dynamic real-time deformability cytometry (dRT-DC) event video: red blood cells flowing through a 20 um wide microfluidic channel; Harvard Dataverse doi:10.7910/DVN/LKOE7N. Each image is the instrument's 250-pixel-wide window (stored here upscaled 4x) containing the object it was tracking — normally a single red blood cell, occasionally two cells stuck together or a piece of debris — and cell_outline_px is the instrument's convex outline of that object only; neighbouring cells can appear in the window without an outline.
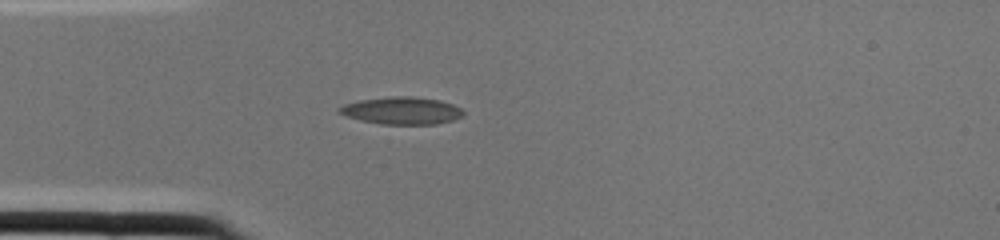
{"species": "common noctule bat (a hibernating species)", "species_latin": "Nyctalus noctula", "temperature_condition": "cold", "stored_images_in_passage": 2, "camera_frame_rate_fps": 3000, "um_per_image_px": 0.085, "animal": {"sex": "female", "body_mass_g": 22.0, "forearm_length_mm": 56.7}, "frame": {"image": 1, "passage_image": 2, "time_ms": 0.333, "image_size_px": [1000, 240], "cell_outline_px": [[464, 116], [452, 120], [436, 124], [380, 124], [360, 120], [336, 112], [336, 108], [344, 104], [360, 100], [392, 96], [412, 96], [440, 100], [452, 104], [460, 108], [464, 112]], "centroid_in_image_um": [34.13, 9.4], "position_along_channel_um": 50.9, "area_um2": 19.83}}